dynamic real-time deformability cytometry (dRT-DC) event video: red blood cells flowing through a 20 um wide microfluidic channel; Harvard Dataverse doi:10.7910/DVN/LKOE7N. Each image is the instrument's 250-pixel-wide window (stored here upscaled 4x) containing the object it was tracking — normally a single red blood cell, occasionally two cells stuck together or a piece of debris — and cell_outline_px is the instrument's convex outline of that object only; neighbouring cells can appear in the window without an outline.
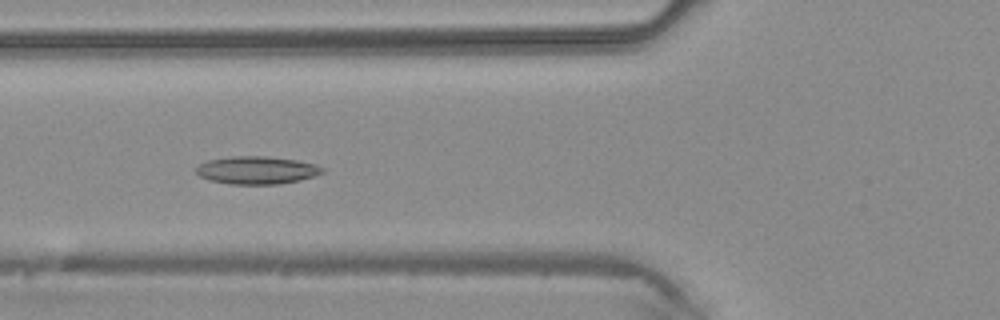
{"species": "common noctule bat (a hibernating species)", "species_latin": "Nyctalus noctula", "temperature_condition": "warm", "stored_images_in_passage": 42, "camera_frame_rate_fps": 3000, "um_per_image_px": 0.085, "animal": {"sex": "male", "body_mass_g": 20.4}, "frame": {"image": 1, "passage_image": 17, "time_ms": 5.333, "image_size_px": [1000, 320], "cell_outline_px": [[324, 172], [300, 180], [280, 184], [232, 184], [208, 180], [200, 176], [196, 172], [196, 168], [200, 164], [208, 160], [232, 156], [268, 156], [296, 160], [316, 164], [324, 168]], "centroid_in_image_um": [21.83, 14.46], "position_along_channel_um": 104.0, "area_um2": 20.4}}
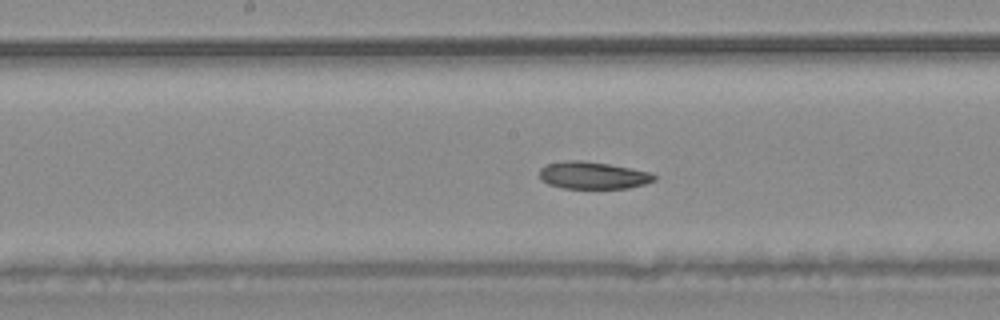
{"frame": {"image": 2, "passage_image": 23, "time_ms": 7.333, "image_size_px": [1000, 320], "cell_outline_px": [[656, 180], [644, 184], [628, 188], [564, 188], [548, 184], [540, 180], [540, 168], [548, 164], [568, 160], [584, 160], [608, 164], [648, 172], [656, 176]], "centroid_in_image_um": [50.37, 14.91], "position_along_channel_um": 197.8, "area_um2": 18.03}}
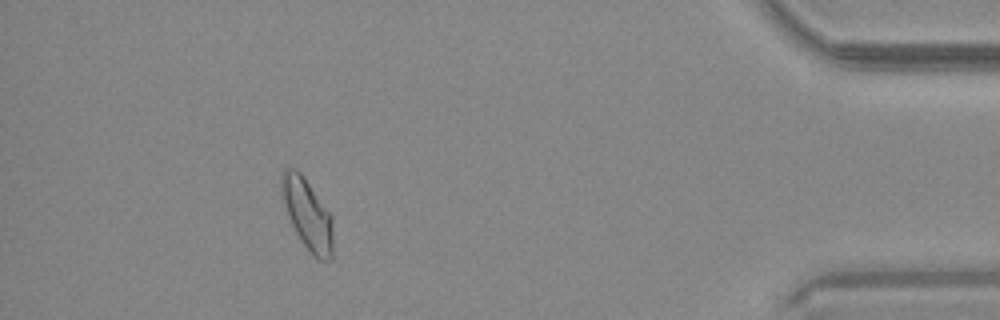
{"frame": {"image": 3, "passage_image": 40, "time_ms": 13.0, "image_size_px": [1000, 320], "cell_outline_px": [[332, 260], [320, 260], [312, 256], [296, 232], [288, 216], [280, 192], [280, 176], [284, 168], [296, 168], [304, 176], [332, 216]], "centroid_in_image_um": [26.11, 18.17], "position_along_channel_um": 409.1, "area_um2": 21.27}}